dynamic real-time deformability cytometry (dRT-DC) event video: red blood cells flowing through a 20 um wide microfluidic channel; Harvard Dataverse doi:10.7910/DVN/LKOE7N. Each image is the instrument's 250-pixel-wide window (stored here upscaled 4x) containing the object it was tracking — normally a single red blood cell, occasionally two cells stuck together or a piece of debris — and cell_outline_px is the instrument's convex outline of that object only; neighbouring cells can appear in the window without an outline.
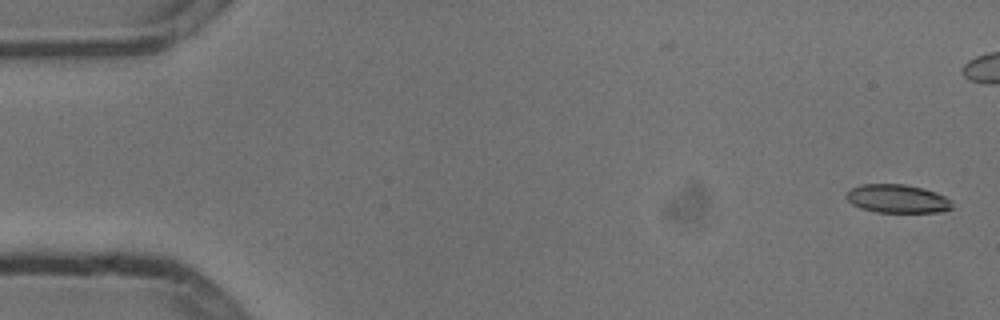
{"species": "common noctule bat (a hibernating species)", "species_latin": "Nyctalus noctula", "temperature_condition": "cold", "stored_images_in_passage": 51, "camera_frame_rate_fps": 3000, "um_per_image_px": 0.085, "animal": {"sex": "male", "body_mass_g": 13.3}, "frame": {"image": 1, "passage_image": 1, "time_ms": 0.0, "image_size_px": [1000, 320], "cell_outline_px": [[952, 208], [940, 212], [876, 212], [860, 208], [852, 204], [844, 196], [852, 188], [860, 184], [904, 184], [924, 188], [936, 192], [944, 196], [952, 204]], "centroid_in_image_um": [76.25, 16.89], "position_along_channel_um": 8.8, "area_um2": 17.51}}
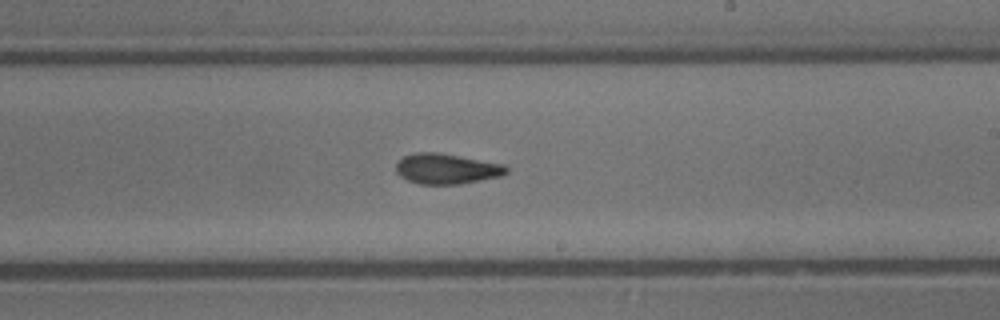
{"frame": {"image": 2, "passage_image": 31, "time_ms": 10.0, "image_size_px": [1000, 320], "cell_outline_px": [[508, 172], [504, 176], [460, 184], [420, 184], [408, 180], [400, 176], [396, 172], [396, 164], [404, 156], [416, 152], [440, 152], [504, 164], [508, 168]], "centroid_in_image_um": [37.99, 14.34], "position_along_channel_um": 251.0, "area_um2": 19.71}}
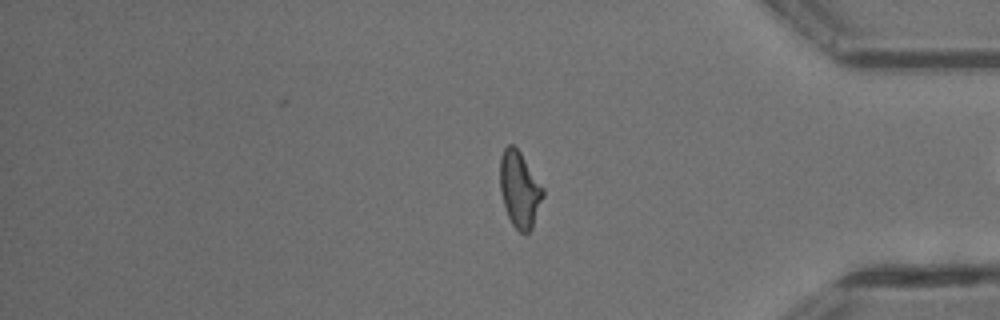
{"frame": {"image": 3, "passage_image": 44, "time_ms": 14.333, "image_size_px": [1000, 320], "cell_outline_px": [[544, 196], [532, 228], [528, 232], [520, 232], [512, 224], [504, 208], [500, 188], [500, 156], [504, 148], [508, 144], [512, 144], [520, 152], [544, 188]], "centroid_in_image_um": [44.16, 16.09], "position_along_channel_um": 391.0, "area_um2": 19.02}, "authors_computed_cell_mechanics": {"area_um2": 19.0162, "velocity_mm_per_s": 3.8047, "shape_relaxation_time_tau1_ms": 4.8718, "shape_relaxation_time_tau2_ms": 1.8809, "deformation_change_tau1": 0.1694, "deformation_change_tau2": 0.0984}}